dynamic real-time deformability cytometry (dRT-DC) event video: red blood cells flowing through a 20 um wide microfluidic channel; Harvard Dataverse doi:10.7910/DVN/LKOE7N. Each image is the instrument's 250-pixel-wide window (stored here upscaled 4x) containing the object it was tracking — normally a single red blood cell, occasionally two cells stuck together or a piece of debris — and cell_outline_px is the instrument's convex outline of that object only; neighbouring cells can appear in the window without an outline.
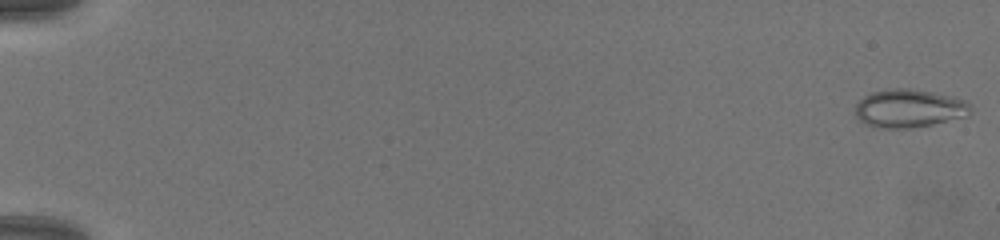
{"species": "common noctule bat (a hibernating species)", "species_latin": "Nyctalus noctula", "temperature_condition": "warm", "stored_images_in_passage": 46, "camera_frame_rate_fps": 3000, "um_per_image_px": 0.085, "animal": {"sex": "female", "body_mass_g": 19.5, "forearm_length_mm": 54.1}, "frame": {"image": 1, "passage_image": 1, "time_ms": 0.0, "image_size_px": [1000, 240], "cell_outline_px": [[968, 112], [964, 116], [932, 124], [912, 128], [880, 128], [868, 124], [860, 120], [856, 116], [856, 104], [864, 96], [872, 92], [896, 88], [908, 88], [948, 96], [964, 100], [968, 104]], "centroid_in_image_um": [77.2, 9.22], "position_along_channel_um": 7.8, "area_um2": 24.91}}
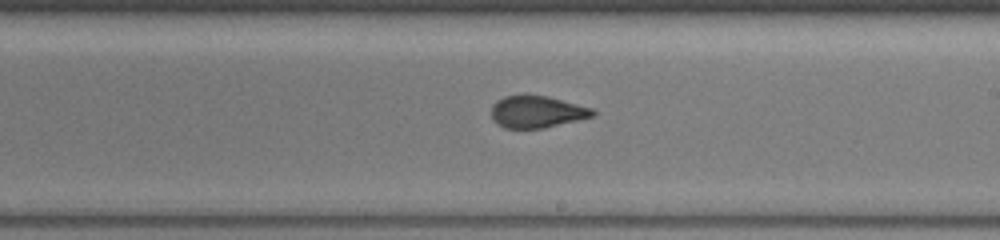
{"frame": {"image": 2, "passage_image": 32, "time_ms": 10.333, "image_size_px": [1000, 240], "cell_outline_px": [[596, 112], [592, 116], [544, 128], [504, 128], [496, 124], [492, 120], [492, 104], [496, 100], [504, 96], [524, 92], [528, 92], [548, 96], [592, 108]], "centroid_in_image_um": [45.56, 9.46], "position_along_channel_um": 243.4, "area_um2": 19.36}}
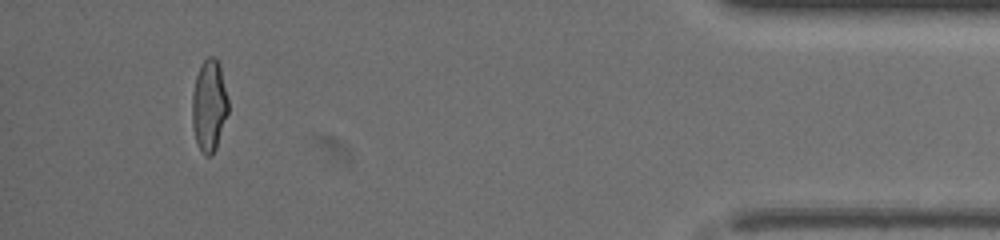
{"frame": {"image": 3, "passage_image": 45, "time_ms": 14.667, "image_size_px": [1000, 240], "cell_outline_px": [[228, 112], [216, 148], [212, 156], [204, 156], [196, 144], [192, 128], [192, 92], [196, 76], [204, 60], [208, 56], [216, 56], [220, 68], [228, 100]], "centroid_in_image_um": [17.75, 9.02], "position_along_channel_um": 417.4, "area_um2": 19.36}}